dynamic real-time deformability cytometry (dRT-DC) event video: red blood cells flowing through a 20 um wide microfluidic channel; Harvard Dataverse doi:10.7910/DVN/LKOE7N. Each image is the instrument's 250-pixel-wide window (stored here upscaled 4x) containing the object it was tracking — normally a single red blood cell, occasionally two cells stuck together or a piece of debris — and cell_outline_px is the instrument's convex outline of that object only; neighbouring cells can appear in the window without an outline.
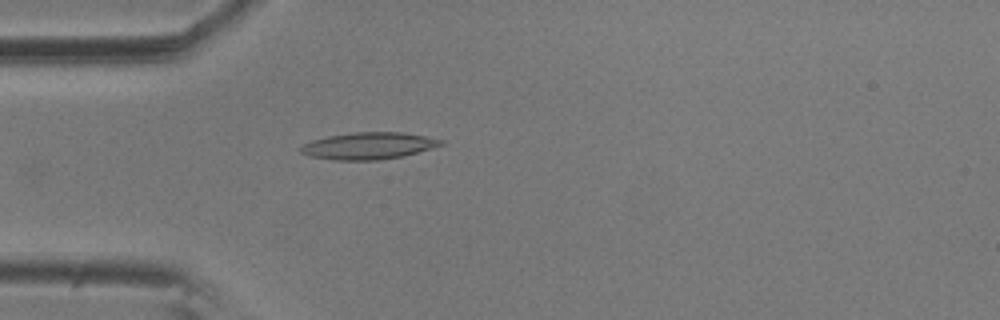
{"species": "common noctule bat (a hibernating species)", "species_latin": "Nyctalus noctula", "temperature_condition": "room temperature", "stored_images_in_passage": 3, "camera_frame_rate_fps": 3000, "um_per_image_px": 0.085, "animal": {"sex": "male", "body_mass_g": 20.5, "forearm_length_mm": 52.5}, "frame": {"image": 1, "passage_image": 3, "time_ms": 0.667, "image_size_px": [1000, 320], "cell_outline_px": [[444, 144], [432, 148], [404, 156], [380, 160], [332, 160], [312, 156], [300, 152], [300, 148], [304, 144], [312, 140], [328, 136], [352, 132], [400, 132], [424, 136], [444, 140]], "centroid_in_image_um": [31.34, 12.39], "position_along_channel_um": 53.7, "area_um2": 21.91}}